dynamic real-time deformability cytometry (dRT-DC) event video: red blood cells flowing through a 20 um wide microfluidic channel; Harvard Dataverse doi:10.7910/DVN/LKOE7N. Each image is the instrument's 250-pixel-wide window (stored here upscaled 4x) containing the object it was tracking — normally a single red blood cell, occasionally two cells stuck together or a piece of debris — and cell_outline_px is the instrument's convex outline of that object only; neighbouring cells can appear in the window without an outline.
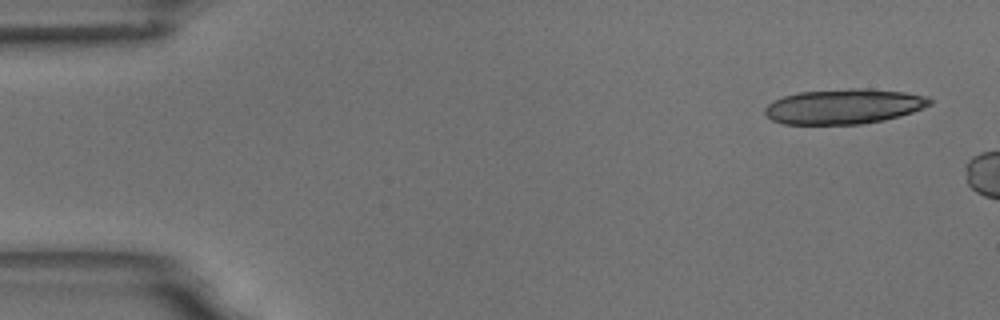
{"species": "common noctule bat (a hibernating species)", "species_latin": "Nyctalus noctula", "temperature_condition": "room temperature", "stored_images_in_passage": 3, "camera_frame_rate_fps": 3000, "um_per_image_px": 0.085, "animal": {"sex": "male", "body_mass_g": 18.8}, "frame": {"image": 1, "passage_image": 1, "time_ms": 0.0, "image_size_px": [1000, 320], "cell_outline_px": [[932, 104], [924, 108], [900, 116], [884, 120], [860, 124], [784, 124], [772, 120], [764, 112], [764, 108], [768, 104], [784, 96], [800, 92], [852, 88], [868, 88], [904, 92], [928, 96], [932, 100]], "centroid_in_image_um": [71.77, 9.04], "position_along_channel_um": 13.2, "area_um2": 33.7}}